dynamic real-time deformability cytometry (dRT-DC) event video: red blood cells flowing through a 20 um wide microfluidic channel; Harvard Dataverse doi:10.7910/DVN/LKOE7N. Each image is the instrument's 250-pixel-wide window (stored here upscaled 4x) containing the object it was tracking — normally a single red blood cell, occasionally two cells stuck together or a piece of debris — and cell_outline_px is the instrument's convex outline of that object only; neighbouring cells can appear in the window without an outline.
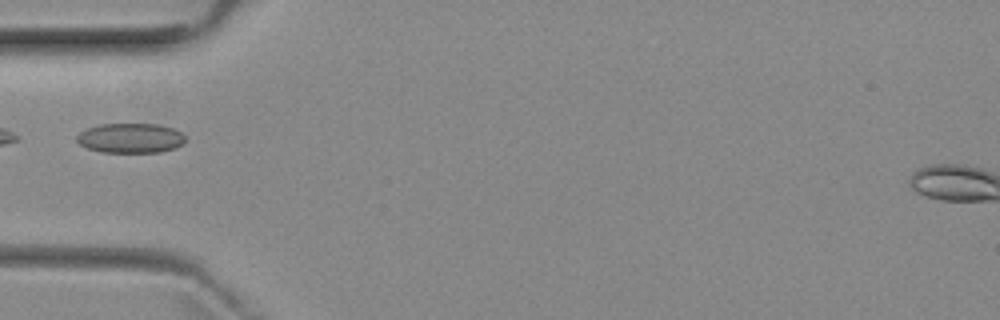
{"species": "common noctule bat (a hibernating species)", "species_latin": "Nyctalus noctula", "temperature_condition": "room temperature", "stored_images_in_passage": 2, "camera_frame_rate_fps": 3000, "um_per_image_px": 0.085, "animal": {"sex": "female", "body_mass_g": 29.2, "forearm_length_mm": 56.3}, "frame": {"image": 1, "passage_image": 1, "time_ms": 0.0, "image_size_px": [1000, 320], "cell_outline_px": [[184, 144], [176, 148], [160, 152], [104, 152], [88, 148], [80, 144], [76, 140], [76, 136], [80, 132], [88, 128], [100, 124], [160, 124], [172, 128], [180, 132], [184, 136]], "centroid_in_image_um": [11.11, 11.74], "position_along_channel_um": 73.9, "area_um2": 18.79}}
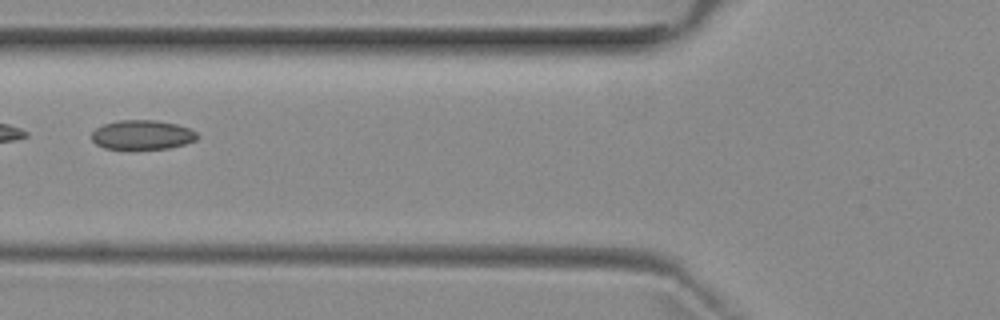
{"frame": {"image": 2, "passage_image": 2, "time_ms": 1.0, "image_size_px": [1000, 320], "cell_outline_px": [[200, 136], [196, 140], [184, 144], [168, 148], [104, 148], [96, 144], [92, 140], [92, 132], [96, 128], [104, 124], [120, 120], [152, 120], [176, 124], [188, 128], [196, 132]], "centroid_in_image_um": [12.09, 11.45], "position_along_channel_um": 113.7, "area_um2": 17.8}}